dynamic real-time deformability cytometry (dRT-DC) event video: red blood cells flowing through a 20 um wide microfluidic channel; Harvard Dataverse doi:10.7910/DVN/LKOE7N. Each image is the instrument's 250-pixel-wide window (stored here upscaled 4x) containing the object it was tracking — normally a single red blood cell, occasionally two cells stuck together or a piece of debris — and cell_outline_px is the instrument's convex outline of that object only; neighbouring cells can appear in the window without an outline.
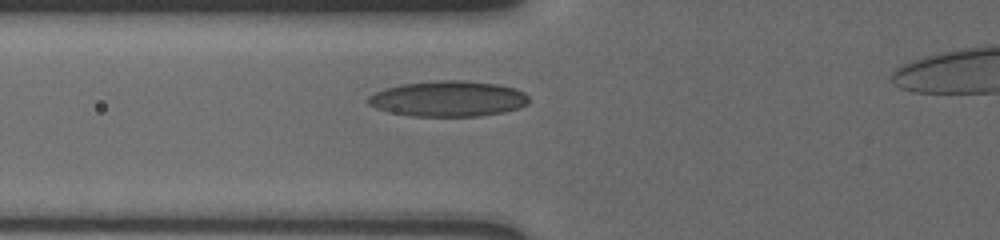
{"species": "human", "species_latin": "Homo sapiens", "temperature_condition": "cold", "stored_images_in_passage": 4, "camera_frame_rate_fps": 3000, "um_per_image_px": 0.085, "donor": {"sex": "male"}, "frame": {"image": 1, "passage_image": 3, "time_ms": 1.667, "image_size_px": [1000, 240], "cell_outline_px": [[528, 104], [520, 108], [504, 112], [480, 116], [412, 116], [392, 112], [376, 108], [368, 104], [368, 96], [384, 88], [400, 84], [440, 80], [460, 80], [500, 84], [516, 88], [524, 92], [528, 96]], "centroid_in_image_um": [38.13, 8.39], "position_along_channel_um": 87.7, "area_um2": 33.52}}